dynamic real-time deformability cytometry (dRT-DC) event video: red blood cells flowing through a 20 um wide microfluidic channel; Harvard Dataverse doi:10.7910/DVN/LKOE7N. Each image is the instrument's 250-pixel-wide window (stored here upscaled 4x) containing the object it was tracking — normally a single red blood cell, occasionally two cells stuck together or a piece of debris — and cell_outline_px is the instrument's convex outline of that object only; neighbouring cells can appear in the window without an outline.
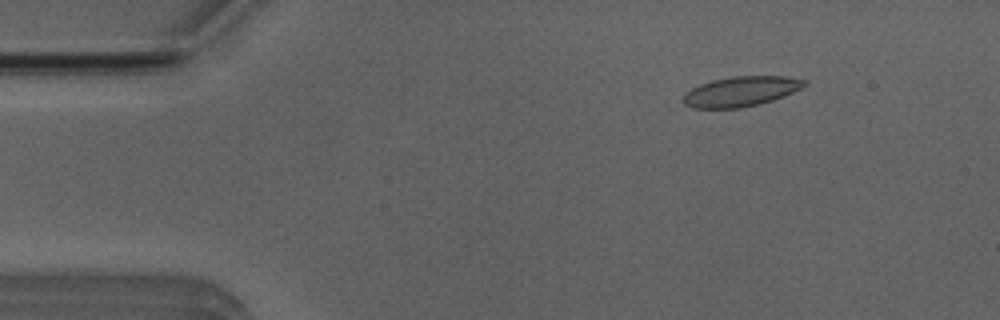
{"species": "Egyptian fruit bat (a non-hibernating species)", "species_latin": "Rousettus aegyptiacus", "temperature_condition": "room temperature", "stored_images_in_passage": 4, "camera_frame_rate_fps": 3000, "um_per_image_px": 0.085, "animal": {"sex": "male"}, "frame": {"image": 1, "passage_image": 2, "time_ms": 1.333, "image_size_px": [1000, 320], "cell_outline_px": [[808, 84], [784, 96], [772, 100], [740, 108], [692, 108], [684, 104], [684, 96], [692, 88], [700, 84], [712, 80], [732, 76], [788, 76], [808, 80]], "centroid_in_image_um": [63.01, 7.76], "position_along_channel_um": 22.0, "area_um2": 21.04}}
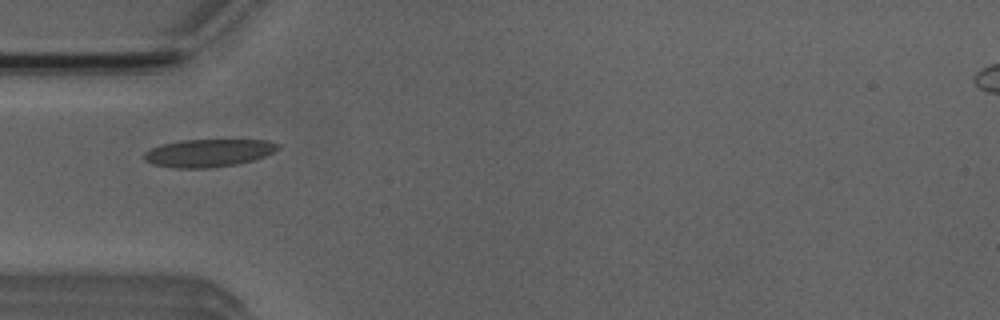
{"frame": {"image": 2, "passage_image": 4, "time_ms": 4.333, "image_size_px": [1000, 320], "cell_outline_px": [[280, 148], [264, 156], [252, 160], [236, 164], [212, 168], [176, 168], [152, 164], [144, 160], [144, 152], [160, 144], [180, 140], [268, 140], [280, 144]], "centroid_in_image_um": [17.7, 13.0], "position_along_channel_um": 67.3, "area_um2": 21.68}}